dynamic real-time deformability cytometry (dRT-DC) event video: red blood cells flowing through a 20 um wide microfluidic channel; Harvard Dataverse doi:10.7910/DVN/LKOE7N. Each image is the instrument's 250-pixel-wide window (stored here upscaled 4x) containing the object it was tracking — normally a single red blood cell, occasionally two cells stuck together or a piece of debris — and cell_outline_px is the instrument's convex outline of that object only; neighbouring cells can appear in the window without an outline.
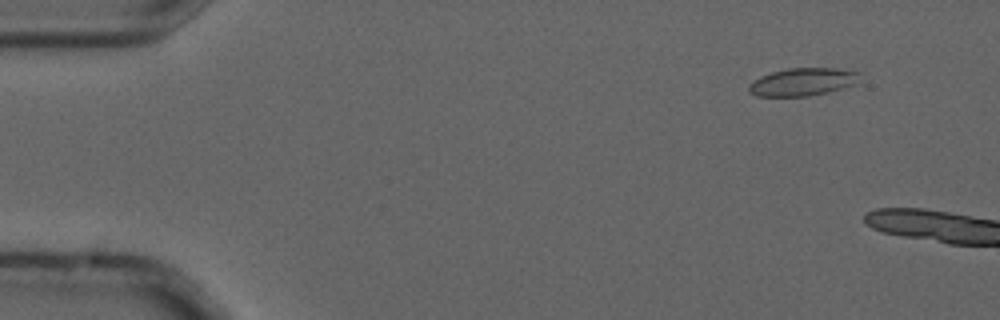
{"species": "common noctule bat (a hibernating species)", "species_latin": "Nyctalus noctula", "temperature_condition": "cold", "stored_images_in_passage": 3, "camera_frame_rate_fps": 3000, "um_per_image_px": 0.085, "animal": {"sex": "male", "forearm_length_mm": 52.5}, "frame": {"image": 1, "passage_image": 2, "time_ms": 0.333, "image_size_px": [1000, 320], "cell_outline_px": [[860, 72], [856, 84], [828, 92], [808, 96], [756, 96], [748, 92], [748, 84], [760, 76], [772, 72], [788, 68], [836, 68]], "centroid_in_image_um": [68.2, 6.96], "position_along_channel_um": 16.8, "area_um2": 17.98}}